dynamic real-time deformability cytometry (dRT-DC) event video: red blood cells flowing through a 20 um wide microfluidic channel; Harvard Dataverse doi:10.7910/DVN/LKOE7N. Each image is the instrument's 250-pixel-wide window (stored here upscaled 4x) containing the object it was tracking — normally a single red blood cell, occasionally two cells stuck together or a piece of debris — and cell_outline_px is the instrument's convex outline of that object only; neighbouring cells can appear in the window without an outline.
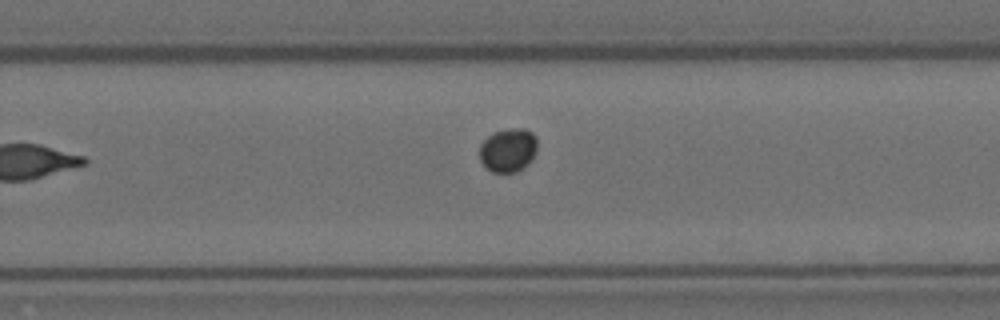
{"species": "Egyptian fruit bat (a non-hibernating species)", "species_latin": "Rousettus aegyptiacus", "temperature_condition": "room temperature", "stored_images_in_passage": 10, "camera_frame_rate_fps": 3000, "um_per_image_px": 0.085, "animal": {"sex": "female"}, "frame": {"image": 1, "passage_image": 10, "time_ms": 3.0, "image_size_px": [1000, 320], "cell_outline_px": [[536, 152], [528, 164], [524, 168], [516, 172], [492, 172], [480, 160], [480, 144], [492, 132], [512, 128], [524, 128], [532, 132], [536, 136]], "centroid_in_image_um": [43.2, 12.74], "position_along_channel_um": 286.6, "area_um2": 14.74}}